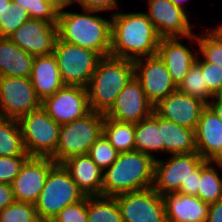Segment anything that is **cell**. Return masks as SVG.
I'll use <instances>...</instances> for the list:
<instances>
[{"label":"cell","mask_w":222,"mask_h":222,"mask_svg":"<svg viewBox=\"0 0 222 222\" xmlns=\"http://www.w3.org/2000/svg\"><path fill=\"white\" fill-rule=\"evenodd\" d=\"M111 16V56L134 61L157 54L161 37L145 12Z\"/></svg>","instance_id":"cell-1"},{"label":"cell","mask_w":222,"mask_h":222,"mask_svg":"<svg viewBox=\"0 0 222 222\" xmlns=\"http://www.w3.org/2000/svg\"><path fill=\"white\" fill-rule=\"evenodd\" d=\"M58 13V38L69 44L97 52L101 57L110 55L111 20L96 15L97 11L83 10ZM95 14V15H94Z\"/></svg>","instance_id":"cell-2"},{"label":"cell","mask_w":222,"mask_h":222,"mask_svg":"<svg viewBox=\"0 0 222 222\" xmlns=\"http://www.w3.org/2000/svg\"><path fill=\"white\" fill-rule=\"evenodd\" d=\"M155 158L133 150L119 153L103 172L102 196L150 189L154 184Z\"/></svg>","instance_id":"cell-3"},{"label":"cell","mask_w":222,"mask_h":222,"mask_svg":"<svg viewBox=\"0 0 222 222\" xmlns=\"http://www.w3.org/2000/svg\"><path fill=\"white\" fill-rule=\"evenodd\" d=\"M133 76L132 60L111 55L101 57L86 87L90 110L105 115Z\"/></svg>","instance_id":"cell-4"},{"label":"cell","mask_w":222,"mask_h":222,"mask_svg":"<svg viewBox=\"0 0 222 222\" xmlns=\"http://www.w3.org/2000/svg\"><path fill=\"white\" fill-rule=\"evenodd\" d=\"M105 115L90 111L84 117L60 126L57 148L51 159L61 164L66 159L88 154L91 146L103 134Z\"/></svg>","instance_id":"cell-5"},{"label":"cell","mask_w":222,"mask_h":222,"mask_svg":"<svg viewBox=\"0 0 222 222\" xmlns=\"http://www.w3.org/2000/svg\"><path fill=\"white\" fill-rule=\"evenodd\" d=\"M84 197L64 166L56 163L50 169L35 203L38 218L40 221H52L62 209L81 201Z\"/></svg>","instance_id":"cell-6"},{"label":"cell","mask_w":222,"mask_h":222,"mask_svg":"<svg viewBox=\"0 0 222 222\" xmlns=\"http://www.w3.org/2000/svg\"><path fill=\"white\" fill-rule=\"evenodd\" d=\"M23 144L30 157L51 158L57 148L60 125L42 108L18 119Z\"/></svg>","instance_id":"cell-7"},{"label":"cell","mask_w":222,"mask_h":222,"mask_svg":"<svg viewBox=\"0 0 222 222\" xmlns=\"http://www.w3.org/2000/svg\"><path fill=\"white\" fill-rule=\"evenodd\" d=\"M59 74L64 85L87 87L101 56L90 49L61 41L55 43Z\"/></svg>","instance_id":"cell-8"},{"label":"cell","mask_w":222,"mask_h":222,"mask_svg":"<svg viewBox=\"0 0 222 222\" xmlns=\"http://www.w3.org/2000/svg\"><path fill=\"white\" fill-rule=\"evenodd\" d=\"M30 78L0 76V116L19 119L41 107Z\"/></svg>","instance_id":"cell-9"},{"label":"cell","mask_w":222,"mask_h":222,"mask_svg":"<svg viewBox=\"0 0 222 222\" xmlns=\"http://www.w3.org/2000/svg\"><path fill=\"white\" fill-rule=\"evenodd\" d=\"M155 160L153 189L162 196L177 193L204 159L197 153L173 154L170 158Z\"/></svg>","instance_id":"cell-10"},{"label":"cell","mask_w":222,"mask_h":222,"mask_svg":"<svg viewBox=\"0 0 222 222\" xmlns=\"http://www.w3.org/2000/svg\"><path fill=\"white\" fill-rule=\"evenodd\" d=\"M114 197L123 222H166L163 196L153 188Z\"/></svg>","instance_id":"cell-11"},{"label":"cell","mask_w":222,"mask_h":222,"mask_svg":"<svg viewBox=\"0 0 222 222\" xmlns=\"http://www.w3.org/2000/svg\"><path fill=\"white\" fill-rule=\"evenodd\" d=\"M133 63L134 76L140 81L145 96L154 106L177 89L166 64L158 54L136 59Z\"/></svg>","instance_id":"cell-12"},{"label":"cell","mask_w":222,"mask_h":222,"mask_svg":"<svg viewBox=\"0 0 222 222\" xmlns=\"http://www.w3.org/2000/svg\"><path fill=\"white\" fill-rule=\"evenodd\" d=\"M41 106L60 126L82 118L91 111L87 89L82 86L64 85L45 98Z\"/></svg>","instance_id":"cell-13"},{"label":"cell","mask_w":222,"mask_h":222,"mask_svg":"<svg viewBox=\"0 0 222 222\" xmlns=\"http://www.w3.org/2000/svg\"><path fill=\"white\" fill-rule=\"evenodd\" d=\"M153 112L154 105L145 96L140 81L133 76L118 94L105 118L135 124Z\"/></svg>","instance_id":"cell-14"},{"label":"cell","mask_w":222,"mask_h":222,"mask_svg":"<svg viewBox=\"0 0 222 222\" xmlns=\"http://www.w3.org/2000/svg\"><path fill=\"white\" fill-rule=\"evenodd\" d=\"M55 164L49 157H29L11 183L15 201L35 204Z\"/></svg>","instance_id":"cell-15"},{"label":"cell","mask_w":222,"mask_h":222,"mask_svg":"<svg viewBox=\"0 0 222 222\" xmlns=\"http://www.w3.org/2000/svg\"><path fill=\"white\" fill-rule=\"evenodd\" d=\"M147 17L161 38H187L193 35L191 23L185 10L170 0H148Z\"/></svg>","instance_id":"cell-16"},{"label":"cell","mask_w":222,"mask_h":222,"mask_svg":"<svg viewBox=\"0 0 222 222\" xmlns=\"http://www.w3.org/2000/svg\"><path fill=\"white\" fill-rule=\"evenodd\" d=\"M57 24L29 19L8 38L33 56L52 54L58 39Z\"/></svg>","instance_id":"cell-17"},{"label":"cell","mask_w":222,"mask_h":222,"mask_svg":"<svg viewBox=\"0 0 222 222\" xmlns=\"http://www.w3.org/2000/svg\"><path fill=\"white\" fill-rule=\"evenodd\" d=\"M206 106L207 104L202 100L176 89L154 106V112L180 126L195 131L201 112Z\"/></svg>","instance_id":"cell-18"},{"label":"cell","mask_w":222,"mask_h":222,"mask_svg":"<svg viewBox=\"0 0 222 222\" xmlns=\"http://www.w3.org/2000/svg\"><path fill=\"white\" fill-rule=\"evenodd\" d=\"M195 144L196 152L207 161H214L222 152V122L208 105L201 112Z\"/></svg>","instance_id":"cell-19"},{"label":"cell","mask_w":222,"mask_h":222,"mask_svg":"<svg viewBox=\"0 0 222 222\" xmlns=\"http://www.w3.org/2000/svg\"><path fill=\"white\" fill-rule=\"evenodd\" d=\"M61 164L85 196L102 195L103 170L88 154L72 156Z\"/></svg>","instance_id":"cell-20"},{"label":"cell","mask_w":222,"mask_h":222,"mask_svg":"<svg viewBox=\"0 0 222 222\" xmlns=\"http://www.w3.org/2000/svg\"><path fill=\"white\" fill-rule=\"evenodd\" d=\"M179 37L161 38L157 54L166 64L172 81L178 86L193 66L198 56L180 43Z\"/></svg>","instance_id":"cell-21"},{"label":"cell","mask_w":222,"mask_h":222,"mask_svg":"<svg viewBox=\"0 0 222 222\" xmlns=\"http://www.w3.org/2000/svg\"><path fill=\"white\" fill-rule=\"evenodd\" d=\"M166 222H206L209 204L197 196L169 193L163 195Z\"/></svg>","instance_id":"cell-22"},{"label":"cell","mask_w":222,"mask_h":222,"mask_svg":"<svg viewBox=\"0 0 222 222\" xmlns=\"http://www.w3.org/2000/svg\"><path fill=\"white\" fill-rule=\"evenodd\" d=\"M30 80L37 97L41 101L64 86L59 74L58 63L53 53L35 56Z\"/></svg>","instance_id":"cell-23"},{"label":"cell","mask_w":222,"mask_h":222,"mask_svg":"<svg viewBox=\"0 0 222 222\" xmlns=\"http://www.w3.org/2000/svg\"><path fill=\"white\" fill-rule=\"evenodd\" d=\"M35 56L0 37V76L30 78Z\"/></svg>","instance_id":"cell-24"},{"label":"cell","mask_w":222,"mask_h":222,"mask_svg":"<svg viewBox=\"0 0 222 222\" xmlns=\"http://www.w3.org/2000/svg\"><path fill=\"white\" fill-rule=\"evenodd\" d=\"M163 152L170 155L196 152L195 131L160 116Z\"/></svg>","instance_id":"cell-25"},{"label":"cell","mask_w":222,"mask_h":222,"mask_svg":"<svg viewBox=\"0 0 222 222\" xmlns=\"http://www.w3.org/2000/svg\"><path fill=\"white\" fill-rule=\"evenodd\" d=\"M135 150L153 158V151L163 152L160 135V116L153 112L149 117L135 123Z\"/></svg>","instance_id":"cell-26"},{"label":"cell","mask_w":222,"mask_h":222,"mask_svg":"<svg viewBox=\"0 0 222 222\" xmlns=\"http://www.w3.org/2000/svg\"><path fill=\"white\" fill-rule=\"evenodd\" d=\"M103 135L119 152L135 150V124L104 118Z\"/></svg>","instance_id":"cell-27"},{"label":"cell","mask_w":222,"mask_h":222,"mask_svg":"<svg viewBox=\"0 0 222 222\" xmlns=\"http://www.w3.org/2000/svg\"><path fill=\"white\" fill-rule=\"evenodd\" d=\"M0 156H29L24 148L17 119L0 116Z\"/></svg>","instance_id":"cell-28"},{"label":"cell","mask_w":222,"mask_h":222,"mask_svg":"<svg viewBox=\"0 0 222 222\" xmlns=\"http://www.w3.org/2000/svg\"><path fill=\"white\" fill-rule=\"evenodd\" d=\"M213 163L216 166L212 165ZM215 167L219 169L221 166L207 160L201 163V178L199 179L197 197L209 205L222 199V178Z\"/></svg>","instance_id":"cell-29"},{"label":"cell","mask_w":222,"mask_h":222,"mask_svg":"<svg viewBox=\"0 0 222 222\" xmlns=\"http://www.w3.org/2000/svg\"><path fill=\"white\" fill-rule=\"evenodd\" d=\"M88 222H123L115 197L87 196Z\"/></svg>","instance_id":"cell-30"},{"label":"cell","mask_w":222,"mask_h":222,"mask_svg":"<svg viewBox=\"0 0 222 222\" xmlns=\"http://www.w3.org/2000/svg\"><path fill=\"white\" fill-rule=\"evenodd\" d=\"M186 39L196 41L204 61L218 64L222 68V35L217 29L209 30L201 36L193 34Z\"/></svg>","instance_id":"cell-31"},{"label":"cell","mask_w":222,"mask_h":222,"mask_svg":"<svg viewBox=\"0 0 222 222\" xmlns=\"http://www.w3.org/2000/svg\"><path fill=\"white\" fill-rule=\"evenodd\" d=\"M177 89L189 96L198 98L205 102L207 105L212 101L213 96L210 94L204 76L202 75L201 68L194 63L189 69L187 75L178 84Z\"/></svg>","instance_id":"cell-32"},{"label":"cell","mask_w":222,"mask_h":222,"mask_svg":"<svg viewBox=\"0 0 222 222\" xmlns=\"http://www.w3.org/2000/svg\"><path fill=\"white\" fill-rule=\"evenodd\" d=\"M13 3L23 6L30 19L42 20L57 24L59 10L52 0H12Z\"/></svg>","instance_id":"cell-33"},{"label":"cell","mask_w":222,"mask_h":222,"mask_svg":"<svg viewBox=\"0 0 222 222\" xmlns=\"http://www.w3.org/2000/svg\"><path fill=\"white\" fill-rule=\"evenodd\" d=\"M30 19L26 9L16 3H11L0 12V37L8 38L24 22Z\"/></svg>","instance_id":"cell-34"},{"label":"cell","mask_w":222,"mask_h":222,"mask_svg":"<svg viewBox=\"0 0 222 222\" xmlns=\"http://www.w3.org/2000/svg\"><path fill=\"white\" fill-rule=\"evenodd\" d=\"M0 222H41L35 204L14 201L0 211Z\"/></svg>","instance_id":"cell-35"},{"label":"cell","mask_w":222,"mask_h":222,"mask_svg":"<svg viewBox=\"0 0 222 222\" xmlns=\"http://www.w3.org/2000/svg\"><path fill=\"white\" fill-rule=\"evenodd\" d=\"M88 155L96 163V165L104 171L117 160L119 152L102 134L91 146Z\"/></svg>","instance_id":"cell-36"},{"label":"cell","mask_w":222,"mask_h":222,"mask_svg":"<svg viewBox=\"0 0 222 222\" xmlns=\"http://www.w3.org/2000/svg\"><path fill=\"white\" fill-rule=\"evenodd\" d=\"M199 54L195 63L201 68L202 75L212 96L222 87V68L215 63H208L199 58Z\"/></svg>","instance_id":"cell-37"},{"label":"cell","mask_w":222,"mask_h":222,"mask_svg":"<svg viewBox=\"0 0 222 222\" xmlns=\"http://www.w3.org/2000/svg\"><path fill=\"white\" fill-rule=\"evenodd\" d=\"M29 157L30 156H0V183L11 185L20 172L22 165Z\"/></svg>","instance_id":"cell-38"},{"label":"cell","mask_w":222,"mask_h":222,"mask_svg":"<svg viewBox=\"0 0 222 222\" xmlns=\"http://www.w3.org/2000/svg\"><path fill=\"white\" fill-rule=\"evenodd\" d=\"M87 216V196L81 201L66 206L51 222H88Z\"/></svg>","instance_id":"cell-39"},{"label":"cell","mask_w":222,"mask_h":222,"mask_svg":"<svg viewBox=\"0 0 222 222\" xmlns=\"http://www.w3.org/2000/svg\"><path fill=\"white\" fill-rule=\"evenodd\" d=\"M118 0H81L80 5L84 10H92L97 12L111 11V9L119 8Z\"/></svg>","instance_id":"cell-40"},{"label":"cell","mask_w":222,"mask_h":222,"mask_svg":"<svg viewBox=\"0 0 222 222\" xmlns=\"http://www.w3.org/2000/svg\"><path fill=\"white\" fill-rule=\"evenodd\" d=\"M201 178V164L192 171V175L186 183H182L179 193L197 196L199 190V179Z\"/></svg>","instance_id":"cell-41"},{"label":"cell","mask_w":222,"mask_h":222,"mask_svg":"<svg viewBox=\"0 0 222 222\" xmlns=\"http://www.w3.org/2000/svg\"><path fill=\"white\" fill-rule=\"evenodd\" d=\"M14 201L11 185L0 183V211L11 205Z\"/></svg>","instance_id":"cell-42"},{"label":"cell","mask_w":222,"mask_h":222,"mask_svg":"<svg viewBox=\"0 0 222 222\" xmlns=\"http://www.w3.org/2000/svg\"><path fill=\"white\" fill-rule=\"evenodd\" d=\"M206 222H222V199L209 205Z\"/></svg>","instance_id":"cell-43"},{"label":"cell","mask_w":222,"mask_h":222,"mask_svg":"<svg viewBox=\"0 0 222 222\" xmlns=\"http://www.w3.org/2000/svg\"><path fill=\"white\" fill-rule=\"evenodd\" d=\"M56 8L60 11L63 10L64 8H67L71 4H74L77 2V4L80 5L81 0H52Z\"/></svg>","instance_id":"cell-44"},{"label":"cell","mask_w":222,"mask_h":222,"mask_svg":"<svg viewBox=\"0 0 222 222\" xmlns=\"http://www.w3.org/2000/svg\"><path fill=\"white\" fill-rule=\"evenodd\" d=\"M208 106L216 113L222 122V103H208Z\"/></svg>","instance_id":"cell-45"},{"label":"cell","mask_w":222,"mask_h":222,"mask_svg":"<svg viewBox=\"0 0 222 222\" xmlns=\"http://www.w3.org/2000/svg\"><path fill=\"white\" fill-rule=\"evenodd\" d=\"M213 101L210 103H222V87L214 94Z\"/></svg>","instance_id":"cell-46"},{"label":"cell","mask_w":222,"mask_h":222,"mask_svg":"<svg viewBox=\"0 0 222 222\" xmlns=\"http://www.w3.org/2000/svg\"><path fill=\"white\" fill-rule=\"evenodd\" d=\"M175 6L180 7L181 9L185 10V6L183 5L186 0H170Z\"/></svg>","instance_id":"cell-47"},{"label":"cell","mask_w":222,"mask_h":222,"mask_svg":"<svg viewBox=\"0 0 222 222\" xmlns=\"http://www.w3.org/2000/svg\"><path fill=\"white\" fill-rule=\"evenodd\" d=\"M12 0H0V12L5 9L8 5H10Z\"/></svg>","instance_id":"cell-48"},{"label":"cell","mask_w":222,"mask_h":222,"mask_svg":"<svg viewBox=\"0 0 222 222\" xmlns=\"http://www.w3.org/2000/svg\"><path fill=\"white\" fill-rule=\"evenodd\" d=\"M213 162L218 163L222 168V152Z\"/></svg>","instance_id":"cell-49"},{"label":"cell","mask_w":222,"mask_h":222,"mask_svg":"<svg viewBox=\"0 0 222 222\" xmlns=\"http://www.w3.org/2000/svg\"><path fill=\"white\" fill-rule=\"evenodd\" d=\"M220 33H221V35H222V23H221V25L218 27V28H216Z\"/></svg>","instance_id":"cell-50"}]
</instances>
